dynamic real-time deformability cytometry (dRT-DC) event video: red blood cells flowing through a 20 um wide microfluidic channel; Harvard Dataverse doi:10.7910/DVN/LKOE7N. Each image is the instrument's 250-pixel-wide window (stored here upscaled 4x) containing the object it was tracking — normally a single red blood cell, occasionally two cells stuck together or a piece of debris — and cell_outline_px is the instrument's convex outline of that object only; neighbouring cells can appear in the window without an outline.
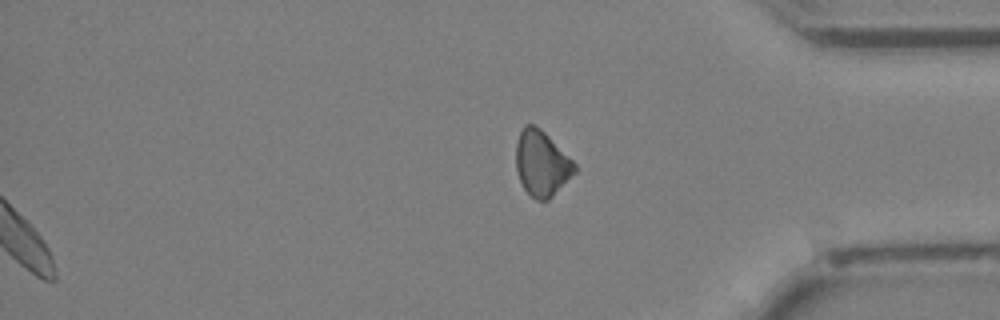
{"species": "Egyptian fruit bat (a non-hibernating species)", "species_latin": "Rousettus aegyptiacus", "temperature_condition": "cold", "stored_images_in_passage": 41, "segment_of_instrument_passage": [2, 2], "camera_frame_rate_fps": 3000, "um_per_image_px": 0.085, "animal": {"sex": "female"}, "frame": {"image": 1, "passage_image": 41, "time_ms": 13.333, "image_size_px": [1000, 320], "cell_outline_px": [[576, 172], [548, 200], [536, 200], [524, 188], [520, 180], [516, 168], [516, 144], [520, 132], [524, 124], [532, 124], [540, 128], [576, 164]], "centroid_in_image_um": [46.03, 13.89], "position_along_channel_um": 389.2, "area_um2": 22.02}}